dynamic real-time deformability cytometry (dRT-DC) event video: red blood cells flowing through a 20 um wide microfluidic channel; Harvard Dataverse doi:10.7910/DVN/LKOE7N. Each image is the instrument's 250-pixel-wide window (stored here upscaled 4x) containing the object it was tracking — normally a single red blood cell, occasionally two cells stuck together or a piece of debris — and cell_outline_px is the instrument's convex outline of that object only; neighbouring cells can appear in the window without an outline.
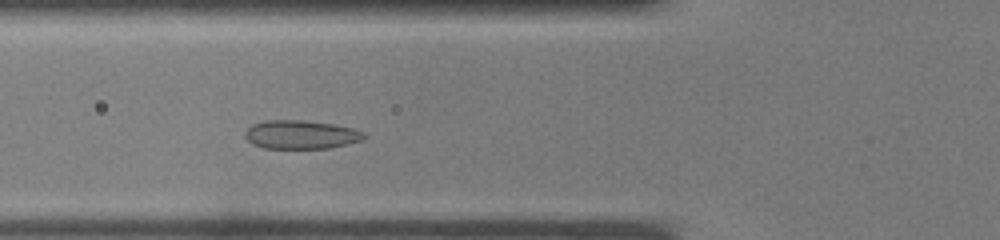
{"species": "common noctule bat (a hibernating species)", "species_latin": "Nyctalus noctula", "temperature_condition": "warm", "stored_images_in_passage": 32, "camera_frame_rate_fps": 3000, "um_per_image_px": 0.085, "animal": {"sex": "male", "body_mass_g": 19.0, "forearm_length_mm": 50.8}, "frame": {"image": 1, "passage_image": 9, "time_ms": 2.667, "image_size_px": [1000, 240], "cell_outline_px": [[368, 136], [360, 140], [328, 148], [264, 148], [252, 144], [244, 136], [244, 132], [252, 124], [264, 120], [300, 120], [332, 124], [352, 128], [364, 132]], "centroid_in_image_um": [25.53, 11.43], "position_along_channel_um": 100.3, "area_um2": 19.71}}
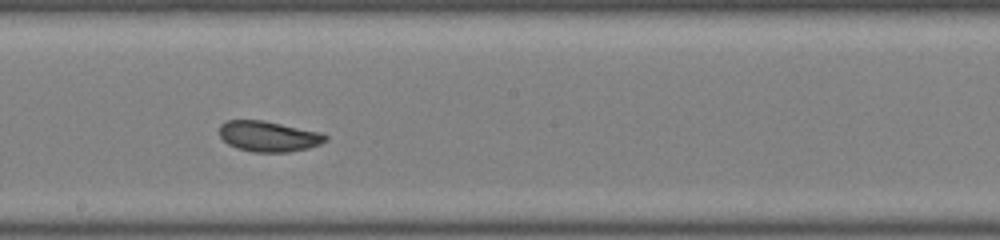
{"frame": {"image": 2, "passage_image": 16, "time_ms": 5.0, "image_size_px": [1000, 240], "cell_outline_px": [[328, 140], [320, 144], [308, 148], [288, 152], [252, 152], [236, 148], [228, 144], [220, 136], [220, 124], [228, 120], [264, 120], [320, 132], [328, 136]], "centroid_in_image_um": [22.83, 11.59], "position_along_channel_um": 225.4, "area_um2": 18.96}}
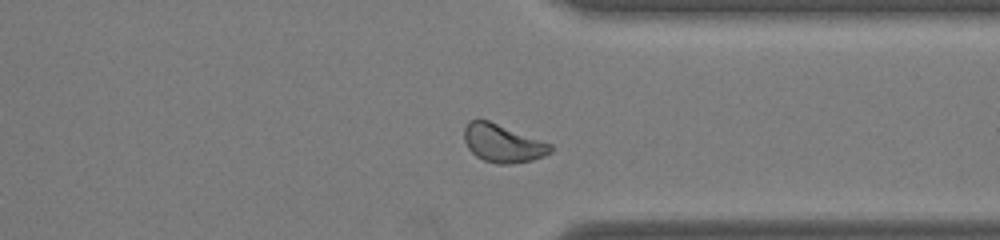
{"frame": {"image": 3, "passage_image": 24, "time_ms": 7.667, "image_size_px": [1000, 240], "cell_outline_px": [[552, 152], [544, 156], [532, 160], [508, 164], [500, 164], [484, 160], [476, 156], [468, 148], [464, 140], [464, 128], [468, 120], [488, 120], [552, 144]], "centroid_in_image_um": [42.72, 12.18], "position_along_channel_um": 368.7, "area_um2": 19.02}}